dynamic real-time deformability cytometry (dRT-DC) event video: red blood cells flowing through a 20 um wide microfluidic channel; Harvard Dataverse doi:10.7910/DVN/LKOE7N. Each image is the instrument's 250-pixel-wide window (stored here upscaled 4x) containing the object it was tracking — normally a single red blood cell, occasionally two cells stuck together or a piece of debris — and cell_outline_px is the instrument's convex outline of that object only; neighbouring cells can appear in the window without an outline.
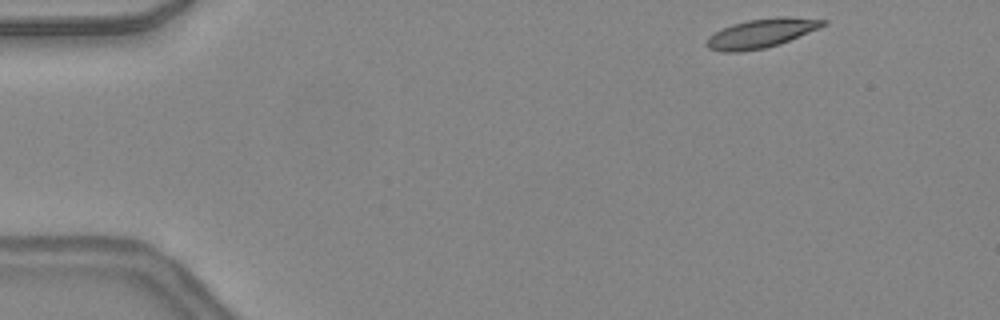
{"species": "common noctule bat (a hibernating species)", "species_latin": "Nyctalus noctula", "temperature_condition": "warm", "stored_images_in_passage": 43, "camera_frame_rate_fps": 3000, "um_per_image_px": 0.085, "animal": {"sex": "female", "body_mass_g": 24.6, "forearm_length_mm": 56.2}, "frame": {"image": 1, "passage_image": 1, "time_ms": 0.0, "image_size_px": [1000, 320], "cell_outline_px": [[828, 24], [820, 28], [780, 44], [764, 48], [740, 52], [720, 52], [708, 48], [704, 44], [708, 36], [732, 24], [748, 20], [776, 16], [788, 16], [828, 20]], "centroid_in_image_um": [64.73, 2.82], "position_along_channel_um": 20.3, "area_um2": 19.94}}
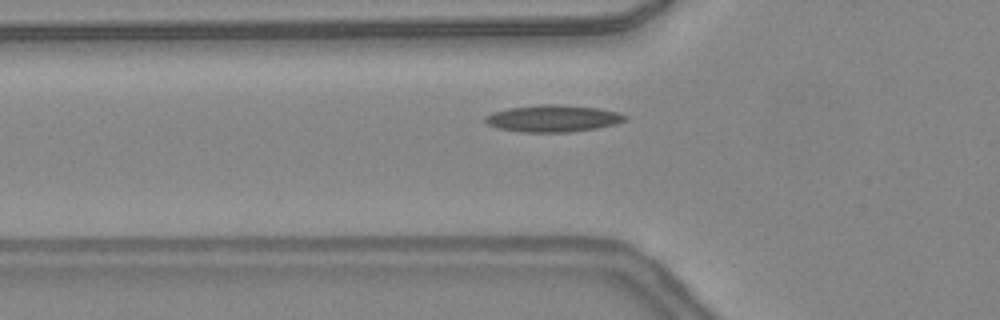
{"frame": {"image": 2, "passage_image": 12, "time_ms": 3.667, "image_size_px": [1000, 320], "cell_outline_px": [[628, 116], [624, 120], [616, 124], [596, 128], [568, 132], [520, 132], [496, 128], [488, 124], [484, 120], [484, 116], [492, 112], [508, 108], [540, 104], [556, 104], [600, 108], [616, 112]], "centroid_in_image_um": [46.96, 10.06], "position_along_channel_um": 78.8, "area_um2": 21.96}}
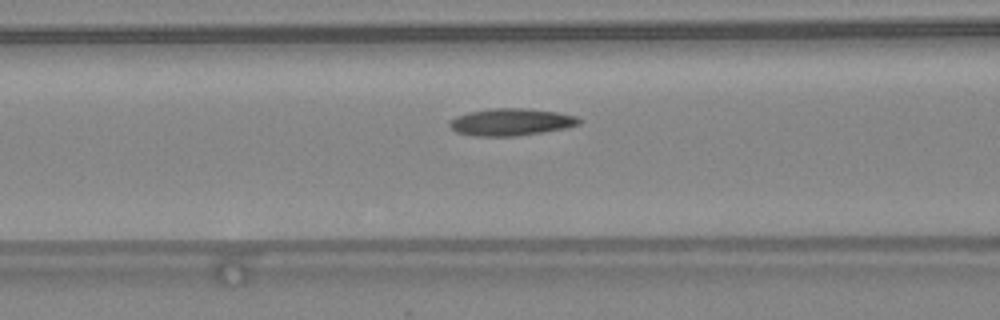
{"frame": {"image": 3, "passage_image": 15, "time_ms": 4.667, "image_size_px": [1000, 320], "cell_outline_px": [[584, 120], [580, 124], [564, 128], [544, 132], [516, 136], [472, 136], [456, 132], [448, 124], [448, 120], [456, 116], [468, 112], [492, 108], [524, 108], [556, 112], [576, 116]], "centroid_in_image_um": [43.42, 10.37], "position_along_channel_um": 123.2, "area_um2": 20.63}, "authors_computed_cell_mechanics": {"area_um2": 19.652, "velocity_mm_per_s": 4.3631, "shape_relaxation_time_tau1_ms": 5.4006, "shape_relaxation_time_tau2_ms": 4.8416, "deformation_change_tau1": 0.1412, "deformation_change_tau2": 0.1462}}